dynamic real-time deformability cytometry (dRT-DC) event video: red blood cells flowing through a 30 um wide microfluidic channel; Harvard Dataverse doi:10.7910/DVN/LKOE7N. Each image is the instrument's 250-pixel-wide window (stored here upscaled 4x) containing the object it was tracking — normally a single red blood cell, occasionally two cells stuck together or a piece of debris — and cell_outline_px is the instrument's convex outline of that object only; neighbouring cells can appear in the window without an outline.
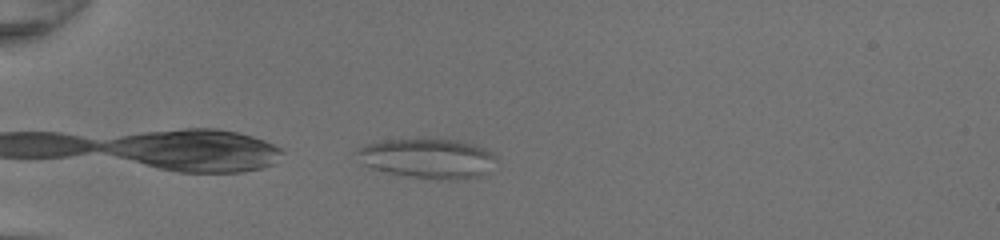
{"species": "common noctule bat (a hibernating species)", "species_latin": "Nyctalus noctula", "temperature_condition": "room temperature", "stored_images_in_passage": 36, "camera_frame_rate_fps": 3000, "um_per_image_px": 0.085, "animal": {"sex": "female", "body_mass_g": 20.0, "forearm_length_mm": 54.0}, "frame": {"image": 1, "passage_image": 1, "time_ms": 0.0, "image_size_px": [1000, 240], "cell_outline_px": [[496, 156], [484, 172], [480, 176], [456, 180], [452, 180], [412, 176], [388, 172], [372, 168], [364, 164], [352, 152], [356, 148], [368, 144], [384, 140], [456, 140], [476, 144], [492, 152]], "centroid_in_image_um": [36.3, 13.45], "position_along_channel_um": 48.7, "area_um2": 31.56}}
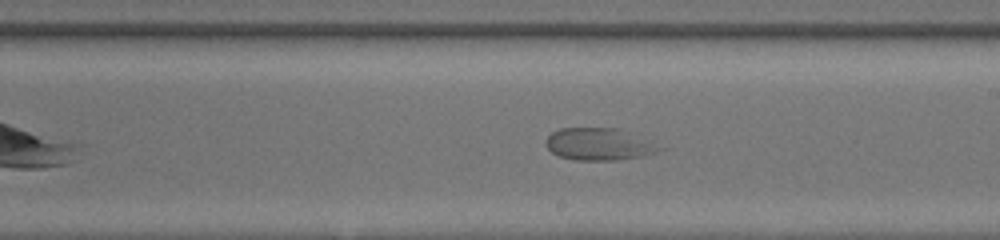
{"frame": {"image": 2, "passage_image": 17, "time_ms": 5.333, "image_size_px": [1000, 240], "cell_outline_px": [[664, 148], [656, 152], [640, 156], [616, 160], [576, 160], [560, 156], [552, 152], [544, 144], [544, 140], [552, 132], [560, 128], [620, 128]], "centroid_in_image_um": [50.85, 12.25], "position_along_channel_um": 238.1, "area_um2": 21.1}}
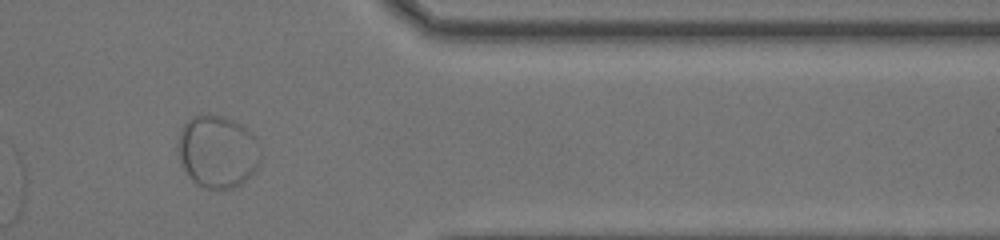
{"frame": {"image": 3, "passage_image": 29, "time_ms": 9.333, "image_size_px": [1000, 240], "cell_outline_px": [[260, 164], [240, 184], [232, 188], [208, 188], [192, 180], [188, 176], [180, 160], [176, 148], [180, 128], [192, 116], [200, 112], [208, 112], [224, 116], [248, 128], [256, 136], [260, 148]], "centroid_in_image_um": [18.47, 12.81], "position_along_channel_um": 392.9, "area_um2": 35.37}}